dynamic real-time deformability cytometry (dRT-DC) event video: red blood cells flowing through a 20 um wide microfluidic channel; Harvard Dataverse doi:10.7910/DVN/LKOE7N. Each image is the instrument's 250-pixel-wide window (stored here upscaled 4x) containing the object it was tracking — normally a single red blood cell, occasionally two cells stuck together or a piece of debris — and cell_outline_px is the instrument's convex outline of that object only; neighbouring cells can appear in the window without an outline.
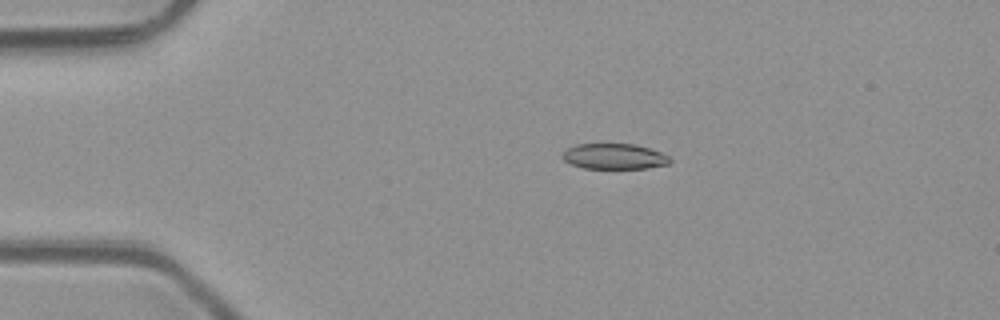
{"species": "common noctule bat (a hibernating species)", "species_latin": "Nyctalus noctula", "temperature_condition": "room temperature", "stored_images_in_passage": 50, "camera_frame_rate_fps": 3000, "um_per_image_px": 0.085, "animal": {"sex": "male", "body_mass_g": 23.1, "forearm_length_mm": 52.7}, "frame": {"image": 1, "passage_image": 10, "time_ms": 3.0, "image_size_px": [1000, 320], "cell_outline_px": [[672, 160], [668, 164], [648, 168], [584, 168], [572, 164], [564, 160], [560, 156], [568, 148], [576, 144], [636, 144], [660, 152], [668, 156]], "centroid_in_image_um": [52.21, 13.29], "position_along_channel_um": 32.8, "area_um2": 15.9}}
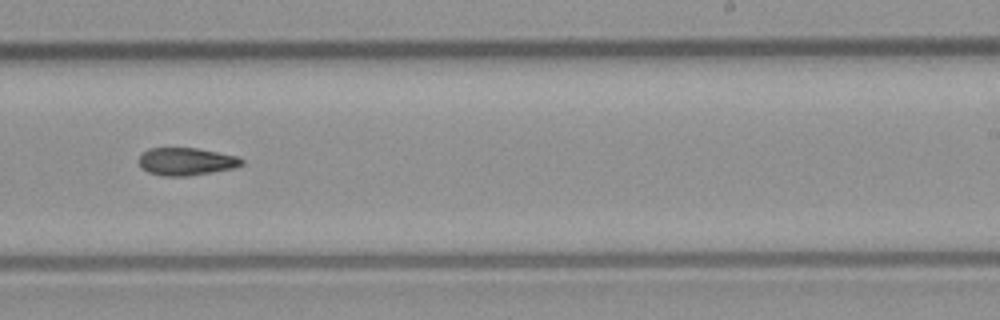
{"frame": {"image": 2, "passage_image": 31, "time_ms": 10.0, "image_size_px": [1000, 320], "cell_outline_px": [[244, 164], [232, 168], [212, 172], [188, 176], [164, 176], [148, 172], [140, 168], [140, 156], [148, 148], [196, 148], [240, 156], [244, 160]], "centroid_in_image_um": [15.85, 13.73], "position_along_channel_um": 273.1, "area_um2": 16.59}}
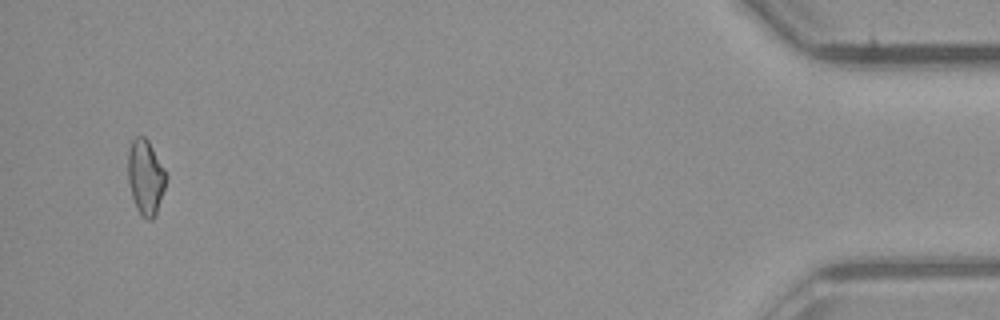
{"frame": {"image": 3, "passage_image": 48, "time_ms": 15.667, "image_size_px": [1000, 320], "cell_outline_px": [[168, 176], [156, 216], [152, 220], [148, 220], [140, 216], [136, 208], [132, 196], [128, 180], [128, 152], [132, 140], [136, 136], [144, 136], [148, 140], [164, 168]], "centroid_in_image_um": [12.38, 15.09], "position_along_channel_um": 422.8, "area_um2": 16.82}}